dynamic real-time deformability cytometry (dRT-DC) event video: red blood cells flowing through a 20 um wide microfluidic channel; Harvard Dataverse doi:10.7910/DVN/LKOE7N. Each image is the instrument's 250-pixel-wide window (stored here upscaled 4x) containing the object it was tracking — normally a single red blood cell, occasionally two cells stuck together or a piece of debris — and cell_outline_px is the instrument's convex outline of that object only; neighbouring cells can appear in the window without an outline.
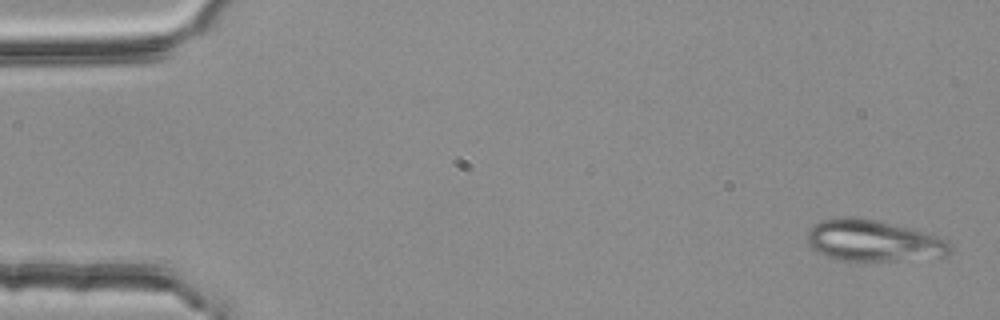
{"species": "common noctule bat (a hibernating species)", "species_latin": "Nyctalus noctula", "temperature_condition": "room temperature", "stored_images_in_passage": 4, "camera_frame_rate_fps": 3000, "um_per_image_px": 0.085, "animal": {"sex": "female", "body_mass_g": 25.1}, "frame": {"image": 1, "passage_image": 1, "time_ms": 0.0, "image_size_px": [1000, 320], "cell_outline_px": [[952, 248], [944, 256], [888, 260], [840, 260], [816, 252], [808, 244], [808, 232], [820, 220], [848, 216], [852, 216], [872, 220], [936, 236], [948, 240]], "centroid_in_image_um": [74.17, 20.46], "position_along_channel_um": 10.8, "area_um2": 33.29}}